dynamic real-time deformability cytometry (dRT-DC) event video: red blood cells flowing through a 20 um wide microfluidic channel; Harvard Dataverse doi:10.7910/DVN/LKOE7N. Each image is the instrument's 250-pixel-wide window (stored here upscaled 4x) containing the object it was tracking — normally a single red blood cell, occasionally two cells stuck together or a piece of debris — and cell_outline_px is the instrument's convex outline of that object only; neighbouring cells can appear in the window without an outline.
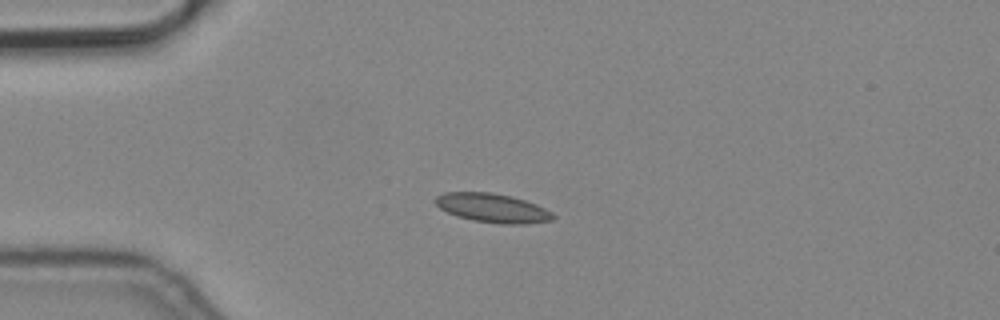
{"species": "common noctule bat (a hibernating species)", "species_latin": "Nyctalus noctula", "temperature_condition": "cold", "stored_images_in_passage": 2, "camera_frame_rate_fps": 3000, "um_per_image_px": 0.085, "animal": {"sex": "male", "body_mass_g": 19.2, "forearm_length_mm": 51.8}, "frame": {"image": 1, "passage_image": 1, "time_ms": 0.0, "image_size_px": [1000, 320], "cell_outline_px": [[556, 216], [552, 220], [528, 224], [504, 224], [472, 220], [456, 216], [440, 208], [436, 204], [436, 196], [444, 192], [492, 192], [512, 196], [536, 204], [552, 212]], "centroid_in_image_um": [41.88, 17.68], "position_along_channel_um": 43.1, "area_um2": 19.88}}